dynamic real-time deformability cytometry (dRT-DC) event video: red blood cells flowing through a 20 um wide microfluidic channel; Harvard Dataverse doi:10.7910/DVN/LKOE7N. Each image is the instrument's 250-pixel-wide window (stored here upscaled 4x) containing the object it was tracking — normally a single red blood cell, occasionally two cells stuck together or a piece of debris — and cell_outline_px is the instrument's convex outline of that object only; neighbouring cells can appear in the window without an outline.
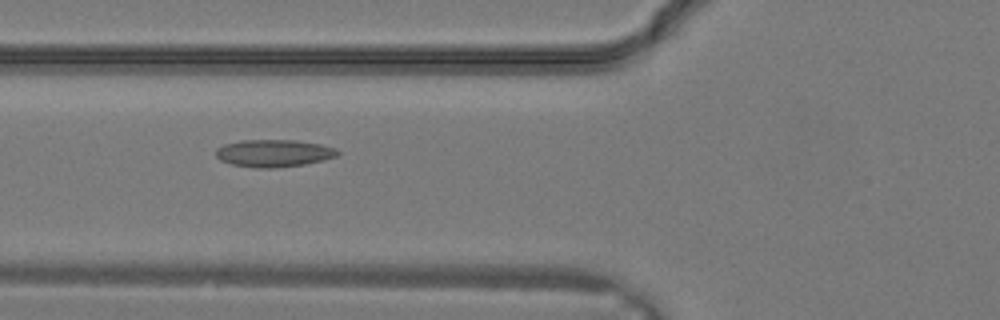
{"species": "common noctule bat (a hibernating species)", "species_latin": "Nyctalus noctula", "temperature_condition": "warm", "stored_images_in_passage": 20, "camera_frame_rate_fps": 3000, "um_per_image_px": 0.085, "animal": {"sex": "male", "body_mass_g": 19.2, "forearm_length_mm": 51.8}, "frame": {"image": 1, "passage_image": 5, "time_ms": 1.333, "image_size_px": [1000, 320], "cell_outline_px": [[340, 152], [336, 156], [324, 160], [304, 164], [276, 168], [252, 168], [232, 164], [220, 160], [216, 156], [216, 148], [224, 144], [240, 140], [296, 140], [320, 144], [336, 148]], "centroid_in_image_um": [23.26, 13.02], "position_along_channel_um": 102.5, "area_um2": 19.54}}
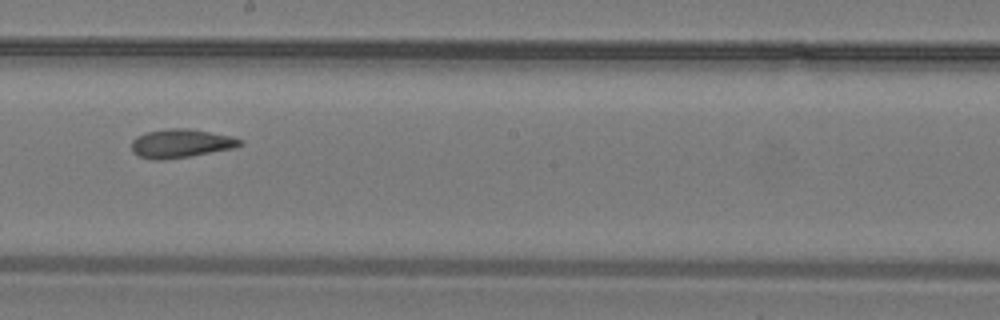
{"frame": {"image": 2, "passage_image": 11, "time_ms": 3.333, "image_size_px": [1000, 320], "cell_outline_px": [[244, 144], [232, 148], [188, 156], [164, 160], [152, 160], [136, 156], [132, 152], [132, 140], [136, 136], [148, 132], [168, 128], [188, 128], [232, 136], [244, 140]], "centroid_in_image_um": [15.35, 12.19], "position_along_channel_um": 232.9, "area_um2": 18.15}}
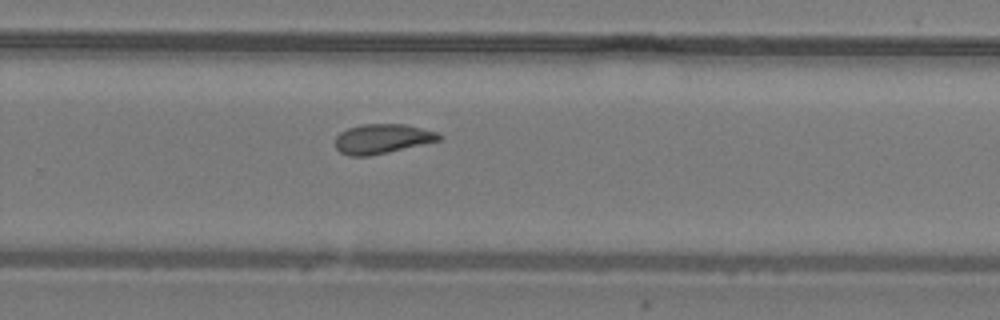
{"frame": {"image": 3, "passage_image": 14, "time_ms": 4.333, "image_size_px": [1000, 320], "cell_outline_px": [[444, 136], [440, 140], [388, 152], [368, 156], [348, 156], [340, 152], [336, 148], [336, 136], [340, 132], [348, 128], [364, 124], [404, 124], [436, 132]], "centroid_in_image_um": [32.47, 11.8], "position_along_channel_um": 297.3, "area_um2": 17.74}}